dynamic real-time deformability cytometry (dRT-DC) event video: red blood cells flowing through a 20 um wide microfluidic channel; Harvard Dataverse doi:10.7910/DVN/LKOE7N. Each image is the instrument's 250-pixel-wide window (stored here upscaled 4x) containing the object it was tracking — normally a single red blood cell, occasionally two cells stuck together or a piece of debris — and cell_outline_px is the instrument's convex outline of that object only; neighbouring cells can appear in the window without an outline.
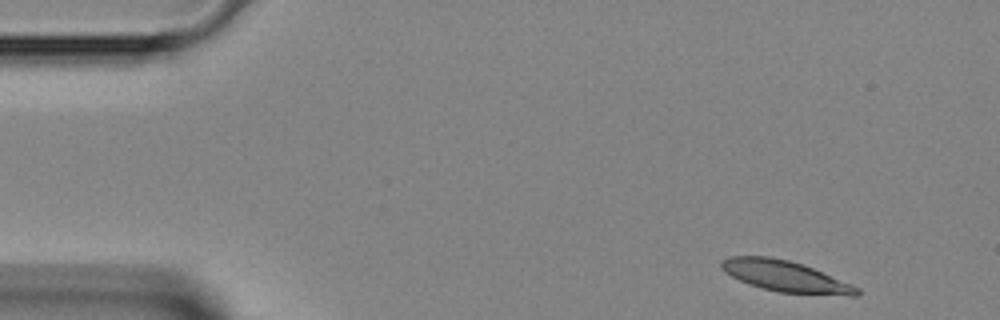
{"species": "Egyptian fruit bat (a non-hibernating species)", "species_latin": "Rousettus aegyptiacus", "temperature_condition": "room temperature", "stored_images_in_passage": 41, "camera_frame_rate_fps": 3000, "um_per_image_px": 0.085, "animal": {"sex": "female"}, "frame": {"image": 1, "passage_image": 1, "time_ms": 0.0, "image_size_px": [1000, 320], "cell_outline_px": [[860, 292], [856, 296], [848, 296], [780, 292], [748, 284], [724, 272], [720, 268], [720, 260], [728, 256], [768, 256], [788, 260], [812, 268], [852, 284], [860, 288]], "centroid_in_image_um": [66.74, 23.48], "position_along_channel_um": 18.3, "area_um2": 24.39}}
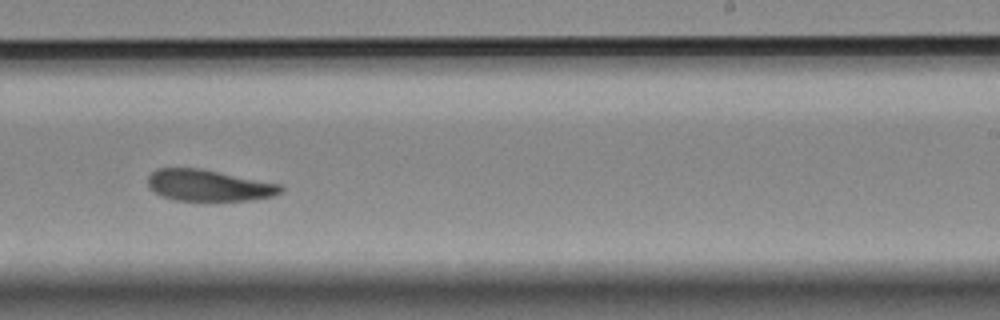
{"frame": {"image": 2, "passage_image": 24, "time_ms": 7.667, "image_size_px": [1000, 320], "cell_outline_px": [[284, 192], [272, 196], [248, 200], [176, 200], [164, 196], [148, 188], [148, 176], [156, 168], [200, 168], [280, 184], [284, 188]], "centroid_in_image_um": [17.74, 15.75], "position_along_channel_um": 271.3, "area_um2": 24.1}}
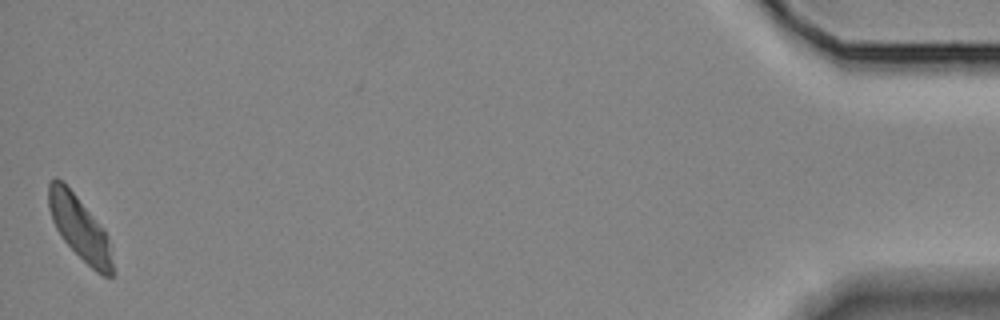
{"frame": {"image": 3, "passage_image": 41, "time_ms": 13.333, "image_size_px": [1000, 320], "cell_outline_px": [[112, 276], [104, 276], [96, 272], [64, 240], [56, 228], [52, 220], [48, 208], [48, 184], [56, 176], [76, 196], [104, 228], [108, 236], [112, 264]], "centroid_in_image_um": [6.75, 19.36], "position_along_channel_um": 428.4, "area_um2": 23.06}}